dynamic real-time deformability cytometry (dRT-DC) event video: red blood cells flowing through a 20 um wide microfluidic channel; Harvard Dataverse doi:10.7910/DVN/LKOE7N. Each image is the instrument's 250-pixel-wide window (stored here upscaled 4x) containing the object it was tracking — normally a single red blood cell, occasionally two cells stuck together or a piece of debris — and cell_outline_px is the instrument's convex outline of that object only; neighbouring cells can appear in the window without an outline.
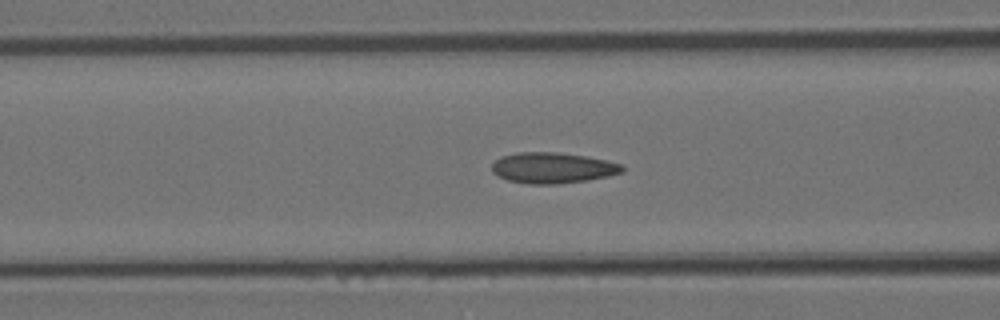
{"species": "Egyptian fruit bat (a non-hibernating species)", "species_latin": "Rousettus aegyptiacus", "temperature_condition": "room temperature", "stored_images_in_passage": 51, "camera_frame_rate_fps": 3000, "um_per_image_px": 0.085, "animal": {"sex": "female"}, "frame": {"image": 1, "passage_image": 20, "time_ms": 6.333, "image_size_px": [1000, 320], "cell_outline_px": [[624, 172], [608, 176], [588, 180], [556, 184], [528, 184], [508, 180], [496, 176], [492, 172], [492, 164], [496, 160], [504, 156], [520, 152], [556, 152], [584, 156], [608, 160], [624, 164]], "centroid_in_image_um": [47.01, 14.27], "position_along_channel_um": 119.6, "area_um2": 23.47}}
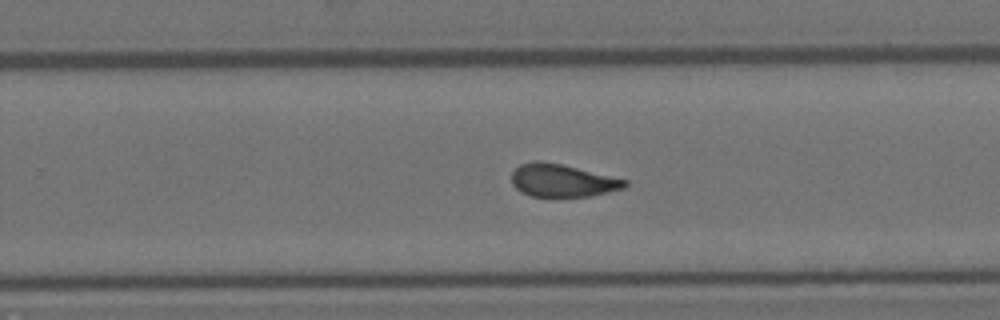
{"frame": {"image": 2, "passage_image": 32, "time_ms": 10.333, "image_size_px": [1000, 320], "cell_outline_px": [[628, 184], [624, 188], [592, 196], [556, 200], [532, 196], [520, 192], [512, 184], [512, 172], [520, 164], [536, 160], [540, 160], [560, 164], [628, 180]], "centroid_in_image_um": [47.77, 15.4], "position_along_channel_um": 282.0, "area_um2": 22.31}}
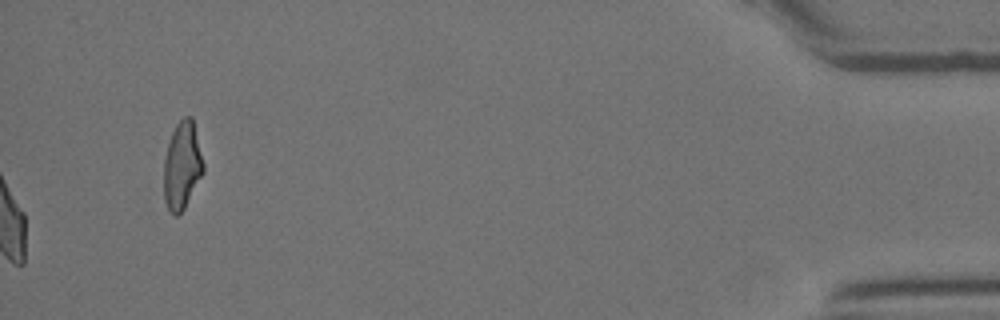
{"frame": {"image": 3, "passage_image": 51, "time_ms": 16.667, "image_size_px": [1000, 320], "cell_outline_px": [[204, 172], [184, 208], [176, 216], [168, 208], [164, 200], [164, 160], [168, 144], [172, 132], [176, 124], [184, 116], [192, 116], [204, 164]], "centroid_in_image_um": [15.48, 14.05], "position_along_channel_um": 419.7, "area_um2": 20.0}, "authors_computed_cell_mechanics": {"area_um2": 22.542, "velocity_mm_per_s": 4.0803, "shape_relaxation_time_tau1_ms": 10.8478, "shape_relaxation_time_tau2_ms": 1.8754, "deformation_change_tau1": 0.2209, "deformation_change_tau2": 0.0858}}